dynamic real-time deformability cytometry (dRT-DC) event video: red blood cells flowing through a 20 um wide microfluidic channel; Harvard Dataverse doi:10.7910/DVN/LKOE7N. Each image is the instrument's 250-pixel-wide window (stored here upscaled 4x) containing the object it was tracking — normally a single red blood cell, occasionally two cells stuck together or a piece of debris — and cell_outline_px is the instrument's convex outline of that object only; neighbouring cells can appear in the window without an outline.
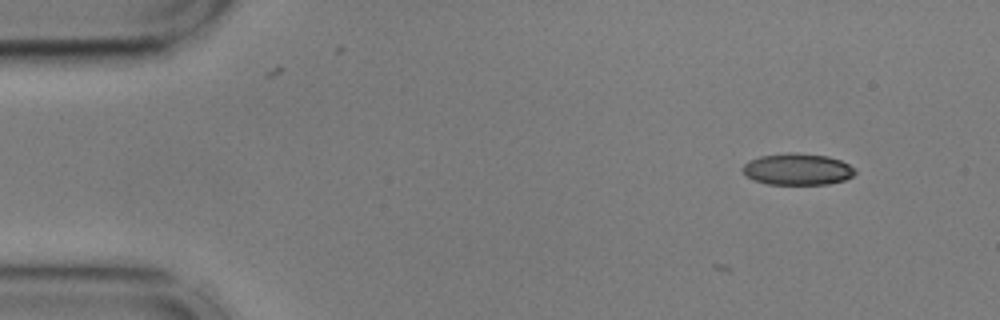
{"species": "common noctule bat (a hibernating species)", "species_latin": "Nyctalus noctula", "temperature_condition": "cold", "stored_images_in_passage": 3, "camera_frame_rate_fps": 3000, "um_per_image_px": 0.085, "animal": {"sex": "male", "body_mass_g": 17.9, "forearm_length_mm": 54.2}, "frame": {"image": 1, "passage_image": 1, "time_ms": 0.0, "image_size_px": [1000, 320], "cell_outline_px": [[856, 172], [852, 176], [844, 180], [828, 184], [768, 184], [752, 180], [740, 168], [748, 160], [760, 156], [788, 152], [796, 152], [828, 156], [840, 160], [856, 168]], "centroid_in_image_um": [67.77, 14.37], "position_along_channel_um": 17.2, "area_um2": 20.87}}